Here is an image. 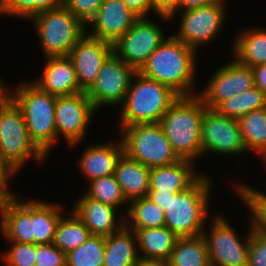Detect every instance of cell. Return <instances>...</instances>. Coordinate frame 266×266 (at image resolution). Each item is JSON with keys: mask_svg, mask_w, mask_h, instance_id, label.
I'll return each mask as SVG.
<instances>
[{"mask_svg": "<svg viewBox=\"0 0 266 266\" xmlns=\"http://www.w3.org/2000/svg\"><path fill=\"white\" fill-rule=\"evenodd\" d=\"M195 53V50L171 36L156 48L138 72L165 84L179 96H193L189 90L194 81Z\"/></svg>", "mask_w": 266, "mask_h": 266, "instance_id": "6da1fadb", "label": "cell"}, {"mask_svg": "<svg viewBox=\"0 0 266 266\" xmlns=\"http://www.w3.org/2000/svg\"><path fill=\"white\" fill-rule=\"evenodd\" d=\"M206 109L196 95L179 96L162 116L159 124L180 159L192 161L202 154L201 123Z\"/></svg>", "mask_w": 266, "mask_h": 266, "instance_id": "7a4b0ae2", "label": "cell"}, {"mask_svg": "<svg viewBox=\"0 0 266 266\" xmlns=\"http://www.w3.org/2000/svg\"><path fill=\"white\" fill-rule=\"evenodd\" d=\"M122 103L121 127L134 124L159 123L179 95L170 87L148 79L139 72L135 74Z\"/></svg>", "mask_w": 266, "mask_h": 266, "instance_id": "3957f363", "label": "cell"}, {"mask_svg": "<svg viewBox=\"0 0 266 266\" xmlns=\"http://www.w3.org/2000/svg\"><path fill=\"white\" fill-rule=\"evenodd\" d=\"M57 96L42 91L34 83L23 84L13 95L21 109L31 140L45 154L57 137L55 103Z\"/></svg>", "mask_w": 266, "mask_h": 266, "instance_id": "277c9868", "label": "cell"}, {"mask_svg": "<svg viewBox=\"0 0 266 266\" xmlns=\"http://www.w3.org/2000/svg\"><path fill=\"white\" fill-rule=\"evenodd\" d=\"M210 189L209 181L202 175L186 191L171 192L165 210V226L179 238L201 236L206 221Z\"/></svg>", "mask_w": 266, "mask_h": 266, "instance_id": "5b68a950", "label": "cell"}, {"mask_svg": "<svg viewBox=\"0 0 266 266\" xmlns=\"http://www.w3.org/2000/svg\"><path fill=\"white\" fill-rule=\"evenodd\" d=\"M122 129L124 153L144 166L151 169L181 160L159 123L134 124Z\"/></svg>", "mask_w": 266, "mask_h": 266, "instance_id": "8992f818", "label": "cell"}, {"mask_svg": "<svg viewBox=\"0 0 266 266\" xmlns=\"http://www.w3.org/2000/svg\"><path fill=\"white\" fill-rule=\"evenodd\" d=\"M46 57L69 56L86 34L85 24L63 5L32 17Z\"/></svg>", "mask_w": 266, "mask_h": 266, "instance_id": "52a82bcc", "label": "cell"}, {"mask_svg": "<svg viewBox=\"0 0 266 266\" xmlns=\"http://www.w3.org/2000/svg\"><path fill=\"white\" fill-rule=\"evenodd\" d=\"M30 156L42 162L46 155L31 140L21 109L12 101L0 109V158L14 173Z\"/></svg>", "mask_w": 266, "mask_h": 266, "instance_id": "ba28073f", "label": "cell"}, {"mask_svg": "<svg viewBox=\"0 0 266 266\" xmlns=\"http://www.w3.org/2000/svg\"><path fill=\"white\" fill-rule=\"evenodd\" d=\"M136 73L134 68L112 51L103 62L95 82L86 91V95L95 109L106 104L123 103Z\"/></svg>", "mask_w": 266, "mask_h": 266, "instance_id": "9c48e42d", "label": "cell"}, {"mask_svg": "<svg viewBox=\"0 0 266 266\" xmlns=\"http://www.w3.org/2000/svg\"><path fill=\"white\" fill-rule=\"evenodd\" d=\"M164 40L163 31L156 23L140 17L113 44V52L138 72Z\"/></svg>", "mask_w": 266, "mask_h": 266, "instance_id": "30bf717a", "label": "cell"}, {"mask_svg": "<svg viewBox=\"0 0 266 266\" xmlns=\"http://www.w3.org/2000/svg\"><path fill=\"white\" fill-rule=\"evenodd\" d=\"M201 146L202 153L240 154L247 150L238 120L209 108L201 123Z\"/></svg>", "mask_w": 266, "mask_h": 266, "instance_id": "8fae6325", "label": "cell"}, {"mask_svg": "<svg viewBox=\"0 0 266 266\" xmlns=\"http://www.w3.org/2000/svg\"><path fill=\"white\" fill-rule=\"evenodd\" d=\"M213 222L210 237L202 233L211 266H248L251 231L242 244L225 218L218 216Z\"/></svg>", "mask_w": 266, "mask_h": 266, "instance_id": "7c38bea8", "label": "cell"}, {"mask_svg": "<svg viewBox=\"0 0 266 266\" xmlns=\"http://www.w3.org/2000/svg\"><path fill=\"white\" fill-rule=\"evenodd\" d=\"M224 0L183 10L179 34L174 37L196 51L198 45L211 41L224 22Z\"/></svg>", "mask_w": 266, "mask_h": 266, "instance_id": "4fadbf2b", "label": "cell"}, {"mask_svg": "<svg viewBox=\"0 0 266 266\" xmlns=\"http://www.w3.org/2000/svg\"><path fill=\"white\" fill-rule=\"evenodd\" d=\"M198 96L209 109H215L223 101L232 98L255 86L254 73L251 67L240 64L236 59L220 68Z\"/></svg>", "mask_w": 266, "mask_h": 266, "instance_id": "5bb4252c", "label": "cell"}, {"mask_svg": "<svg viewBox=\"0 0 266 266\" xmlns=\"http://www.w3.org/2000/svg\"><path fill=\"white\" fill-rule=\"evenodd\" d=\"M95 110L86 92L57 97L54 112L57 136L63 134L70 145L77 144Z\"/></svg>", "mask_w": 266, "mask_h": 266, "instance_id": "9a60e30c", "label": "cell"}, {"mask_svg": "<svg viewBox=\"0 0 266 266\" xmlns=\"http://www.w3.org/2000/svg\"><path fill=\"white\" fill-rule=\"evenodd\" d=\"M113 45L84 35L72 48L69 58L72 60L79 87L86 92L95 82L101 66Z\"/></svg>", "mask_w": 266, "mask_h": 266, "instance_id": "2e32d148", "label": "cell"}, {"mask_svg": "<svg viewBox=\"0 0 266 266\" xmlns=\"http://www.w3.org/2000/svg\"><path fill=\"white\" fill-rule=\"evenodd\" d=\"M139 18L122 0H104L89 22L94 27L89 36L113 45Z\"/></svg>", "mask_w": 266, "mask_h": 266, "instance_id": "e0dca14e", "label": "cell"}, {"mask_svg": "<svg viewBox=\"0 0 266 266\" xmlns=\"http://www.w3.org/2000/svg\"><path fill=\"white\" fill-rule=\"evenodd\" d=\"M13 194L3 200L1 229L7 239L17 243L34 244L32 236V201L18 202Z\"/></svg>", "mask_w": 266, "mask_h": 266, "instance_id": "ac0fdd59", "label": "cell"}, {"mask_svg": "<svg viewBox=\"0 0 266 266\" xmlns=\"http://www.w3.org/2000/svg\"><path fill=\"white\" fill-rule=\"evenodd\" d=\"M46 59L43 76L34 83L35 85L57 97L84 92L79 87L74 64L68 56L46 57Z\"/></svg>", "mask_w": 266, "mask_h": 266, "instance_id": "d6986e66", "label": "cell"}, {"mask_svg": "<svg viewBox=\"0 0 266 266\" xmlns=\"http://www.w3.org/2000/svg\"><path fill=\"white\" fill-rule=\"evenodd\" d=\"M115 209L114 206L95 201L84 194L72 211L90 230L92 235L107 237L119 232L126 225L121 222L123 224L117 229Z\"/></svg>", "mask_w": 266, "mask_h": 266, "instance_id": "ffe728a7", "label": "cell"}, {"mask_svg": "<svg viewBox=\"0 0 266 266\" xmlns=\"http://www.w3.org/2000/svg\"><path fill=\"white\" fill-rule=\"evenodd\" d=\"M191 162L181 159L172 165L151 168L149 190L173 193L186 191L202 176L193 171Z\"/></svg>", "mask_w": 266, "mask_h": 266, "instance_id": "44dd1931", "label": "cell"}, {"mask_svg": "<svg viewBox=\"0 0 266 266\" xmlns=\"http://www.w3.org/2000/svg\"><path fill=\"white\" fill-rule=\"evenodd\" d=\"M114 175L126 200L131 202L137 198L147 197L150 168L123 153L116 164Z\"/></svg>", "mask_w": 266, "mask_h": 266, "instance_id": "7402d4cb", "label": "cell"}, {"mask_svg": "<svg viewBox=\"0 0 266 266\" xmlns=\"http://www.w3.org/2000/svg\"><path fill=\"white\" fill-rule=\"evenodd\" d=\"M123 153L122 141L118 146L113 144L95 145L83 153L78 163L91 181L114 174L116 164Z\"/></svg>", "mask_w": 266, "mask_h": 266, "instance_id": "603a6c76", "label": "cell"}, {"mask_svg": "<svg viewBox=\"0 0 266 266\" xmlns=\"http://www.w3.org/2000/svg\"><path fill=\"white\" fill-rule=\"evenodd\" d=\"M135 232L137 245L143 251L141 259L168 260L179 238L166 226L146 229H131Z\"/></svg>", "mask_w": 266, "mask_h": 266, "instance_id": "cb8c5ba5", "label": "cell"}, {"mask_svg": "<svg viewBox=\"0 0 266 266\" xmlns=\"http://www.w3.org/2000/svg\"><path fill=\"white\" fill-rule=\"evenodd\" d=\"M128 227L125 225L119 232L105 237L103 266H137L140 258L133 240L136 235Z\"/></svg>", "mask_w": 266, "mask_h": 266, "instance_id": "d4e9b609", "label": "cell"}, {"mask_svg": "<svg viewBox=\"0 0 266 266\" xmlns=\"http://www.w3.org/2000/svg\"><path fill=\"white\" fill-rule=\"evenodd\" d=\"M61 206L32 201V236L34 244H52L61 218Z\"/></svg>", "mask_w": 266, "mask_h": 266, "instance_id": "484cf974", "label": "cell"}, {"mask_svg": "<svg viewBox=\"0 0 266 266\" xmlns=\"http://www.w3.org/2000/svg\"><path fill=\"white\" fill-rule=\"evenodd\" d=\"M233 44L240 64L253 68L266 63V30H246Z\"/></svg>", "mask_w": 266, "mask_h": 266, "instance_id": "4316f807", "label": "cell"}, {"mask_svg": "<svg viewBox=\"0 0 266 266\" xmlns=\"http://www.w3.org/2000/svg\"><path fill=\"white\" fill-rule=\"evenodd\" d=\"M168 262L169 266H211L202 235L178 238Z\"/></svg>", "mask_w": 266, "mask_h": 266, "instance_id": "83f0119b", "label": "cell"}, {"mask_svg": "<svg viewBox=\"0 0 266 266\" xmlns=\"http://www.w3.org/2000/svg\"><path fill=\"white\" fill-rule=\"evenodd\" d=\"M266 107V94L254 86L220 103L215 110L226 117L239 120L245 114Z\"/></svg>", "mask_w": 266, "mask_h": 266, "instance_id": "f1b7e54d", "label": "cell"}, {"mask_svg": "<svg viewBox=\"0 0 266 266\" xmlns=\"http://www.w3.org/2000/svg\"><path fill=\"white\" fill-rule=\"evenodd\" d=\"M70 213L71 218H60L53 239V244L65 254L78 248L92 235L76 214Z\"/></svg>", "mask_w": 266, "mask_h": 266, "instance_id": "f546056e", "label": "cell"}, {"mask_svg": "<svg viewBox=\"0 0 266 266\" xmlns=\"http://www.w3.org/2000/svg\"><path fill=\"white\" fill-rule=\"evenodd\" d=\"M238 122L247 151L251 149L263 155L266 152V107L245 114Z\"/></svg>", "mask_w": 266, "mask_h": 266, "instance_id": "4dcf8cb0", "label": "cell"}, {"mask_svg": "<svg viewBox=\"0 0 266 266\" xmlns=\"http://www.w3.org/2000/svg\"><path fill=\"white\" fill-rule=\"evenodd\" d=\"M132 229H146L165 226V211L148 197L132 200L128 213Z\"/></svg>", "mask_w": 266, "mask_h": 266, "instance_id": "1f68e13d", "label": "cell"}, {"mask_svg": "<svg viewBox=\"0 0 266 266\" xmlns=\"http://www.w3.org/2000/svg\"><path fill=\"white\" fill-rule=\"evenodd\" d=\"M105 237L91 235L78 248L66 254L67 266H103Z\"/></svg>", "mask_w": 266, "mask_h": 266, "instance_id": "d6a6232c", "label": "cell"}, {"mask_svg": "<svg viewBox=\"0 0 266 266\" xmlns=\"http://www.w3.org/2000/svg\"><path fill=\"white\" fill-rule=\"evenodd\" d=\"M90 183V190L85 195L95 201L114 207L127 201L114 174L99 177Z\"/></svg>", "mask_w": 266, "mask_h": 266, "instance_id": "836d02e7", "label": "cell"}, {"mask_svg": "<svg viewBox=\"0 0 266 266\" xmlns=\"http://www.w3.org/2000/svg\"><path fill=\"white\" fill-rule=\"evenodd\" d=\"M62 6V0H0V13L31 19L42 11Z\"/></svg>", "mask_w": 266, "mask_h": 266, "instance_id": "e575fe53", "label": "cell"}, {"mask_svg": "<svg viewBox=\"0 0 266 266\" xmlns=\"http://www.w3.org/2000/svg\"><path fill=\"white\" fill-rule=\"evenodd\" d=\"M250 188L242 185L237 187V191L253 213L254 230L266 235V195Z\"/></svg>", "mask_w": 266, "mask_h": 266, "instance_id": "d590c367", "label": "cell"}, {"mask_svg": "<svg viewBox=\"0 0 266 266\" xmlns=\"http://www.w3.org/2000/svg\"><path fill=\"white\" fill-rule=\"evenodd\" d=\"M12 243L13 247L4 255L7 266H34L36 244Z\"/></svg>", "mask_w": 266, "mask_h": 266, "instance_id": "8d00e7d4", "label": "cell"}, {"mask_svg": "<svg viewBox=\"0 0 266 266\" xmlns=\"http://www.w3.org/2000/svg\"><path fill=\"white\" fill-rule=\"evenodd\" d=\"M104 0H62V5L85 25L97 14Z\"/></svg>", "mask_w": 266, "mask_h": 266, "instance_id": "74e56055", "label": "cell"}, {"mask_svg": "<svg viewBox=\"0 0 266 266\" xmlns=\"http://www.w3.org/2000/svg\"><path fill=\"white\" fill-rule=\"evenodd\" d=\"M34 266H67L66 254L53 243L36 245Z\"/></svg>", "mask_w": 266, "mask_h": 266, "instance_id": "f35d334b", "label": "cell"}, {"mask_svg": "<svg viewBox=\"0 0 266 266\" xmlns=\"http://www.w3.org/2000/svg\"><path fill=\"white\" fill-rule=\"evenodd\" d=\"M248 266H266V235H261L251 227Z\"/></svg>", "mask_w": 266, "mask_h": 266, "instance_id": "ab89813d", "label": "cell"}, {"mask_svg": "<svg viewBox=\"0 0 266 266\" xmlns=\"http://www.w3.org/2000/svg\"><path fill=\"white\" fill-rule=\"evenodd\" d=\"M151 9L157 12L163 19H172L177 11V0H150Z\"/></svg>", "mask_w": 266, "mask_h": 266, "instance_id": "60d3db41", "label": "cell"}, {"mask_svg": "<svg viewBox=\"0 0 266 266\" xmlns=\"http://www.w3.org/2000/svg\"><path fill=\"white\" fill-rule=\"evenodd\" d=\"M122 2L139 17H145L151 9L150 0H122Z\"/></svg>", "mask_w": 266, "mask_h": 266, "instance_id": "b9f144b4", "label": "cell"}, {"mask_svg": "<svg viewBox=\"0 0 266 266\" xmlns=\"http://www.w3.org/2000/svg\"><path fill=\"white\" fill-rule=\"evenodd\" d=\"M147 197L157 204L162 210H166L171 197V192H160V190H149Z\"/></svg>", "mask_w": 266, "mask_h": 266, "instance_id": "7bdbcfd3", "label": "cell"}, {"mask_svg": "<svg viewBox=\"0 0 266 266\" xmlns=\"http://www.w3.org/2000/svg\"><path fill=\"white\" fill-rule=\"evenodd\" d=\"M255 86L266 94V63L252 68Z\"/></svg>", "mask_w": 266, "mask_h": 266, "instance_id": "ee69618b", "label": "cell"}, {"mask_svg": "<svg viewBox=\"0 0 266 266\" xmlns=\"http://www.w3.org/2000/svg\"><path fill=\"white\" fill-rule=\"evenodd\" d=\"M14 173L9 169V167L1 160L0 158V190L7 196L11 195L7 190L8 186V178L9 175H13Z\"/></svg>", "mask_w": 266, "mask_h": 266, "instance_id": "f6af8a7d", "label": "cell"}, {"mask_svg": "<svg viewBox=\"0 0 266 266\" xmlns=\"http://www.w3.org/2000/svg\"><path fill=\"white\" fill-rule=\"evenodd\" d=\"M216 0H177V9L182 8L184 10L198 8L212 4Z\"/></svg>", "mask_w": 266, "mask_h": 266, "instance_id": "bcb514c9", "label": "cell"}, {"mask_svg": "<svg viewBox=\"0 0 266 266\" xmlns=\"http://www.w3.org/2000/svg\"><path fill=\"white\" fill-rule=\"evenodd\" d=\"M4 90L3 81L0 80V109L7 107L13 101V95Z\"/></svg>", "mask_w": 266, "mask_h": 266, "instance_id": "7dc6e473", "label": "cell"}, {"mask_svg": "<svg viewBox=\"0 0 266 266\" xmlns=\"http://www.w3.org/2000/svg\"><path fill=\"white\" fill-rule=\"evenodd\" d=\"M137 266H169L168 260L139 259Z\"/></svg>", "mask_w": 266, "mask_h": 266, "instance_id": "c3c4849f", "label": "cell"}, {"mask_svg": "<svg viewBox=\"0 0 266 266\" xmlns=\"http://www.w3.org/2000/svg\"><path fill=\"white\" fill-rule=\"evenodd\" d=\"M6 195L0 190V209L3 203V200L5 199Z\"/></svg>", "mask_w": 266, "mask_h": 266, "instance_id": "681fc988", "label": "cell"}]
</instances>
